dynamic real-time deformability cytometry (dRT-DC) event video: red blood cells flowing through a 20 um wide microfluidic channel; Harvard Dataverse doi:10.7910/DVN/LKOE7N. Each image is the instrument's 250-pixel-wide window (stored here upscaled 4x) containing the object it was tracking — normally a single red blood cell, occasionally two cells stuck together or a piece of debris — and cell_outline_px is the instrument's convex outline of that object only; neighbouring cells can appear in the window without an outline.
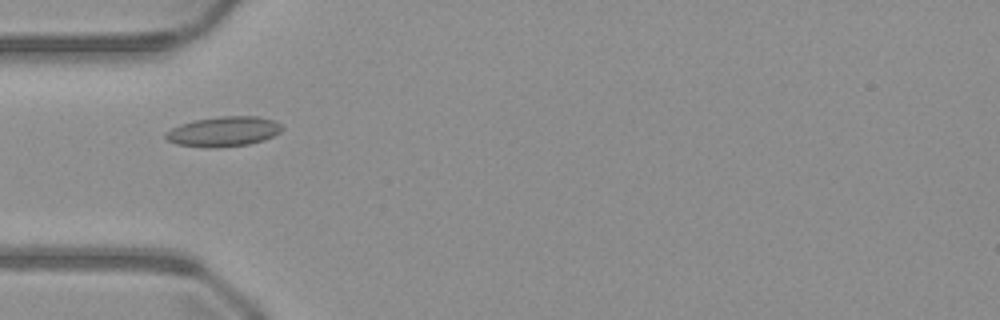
{"species": "common noctule bat (a hibernating species)", "species_latin": "Nyctalus noctula", "temperature_condition": "warm", "stored_images_in_passage": 52, "camera_frame_rate_fps": 3000, "um_per_image_px": 0.085, "animal": {"sex": "male", "body_mass_g": 23.1, "forearm_length_mm": 52.7}, "frame": {"image": 1, "passage_image": 17, "time_ms": 5.333, "image_size_px": [1000, 320], "cell_outline_px": [[284, 128], [280, 132], [264, 140], [248, 144], [216, 148], [204, 148], [176, 144], [168, 140], [164, 136], [172, 128], [180, 124], [192, 120], [220, 116], [256, 116], [272, 120], [280, 124]], "centroid_in_image_um": [18.99, 11.18], "position_along_channel_um": 66.0, "area_um2": 20.35}}
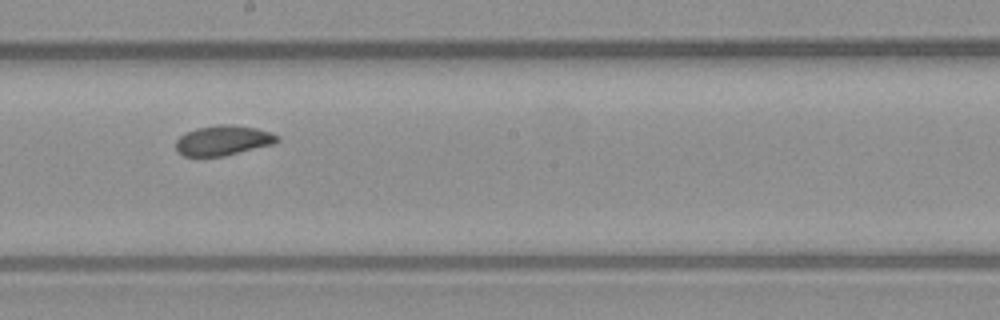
{"frame": {"image": 2, "passage_image": 29, "time_ms": 9.333, "image_size_px": [1000, 320], "cell_outline_px": [[280, 140], [272, 144], [224, 156], [184, 156], [176, 152], [176, 140], [184, 132], [196, 128], [220, 124], [232, 124], [256, 128], [272, 132], [280, 136]], "centroid_in_image_um": [18.95, 11.92], "position_along_channel_um": 229.2, "area_um2": 17.86}}
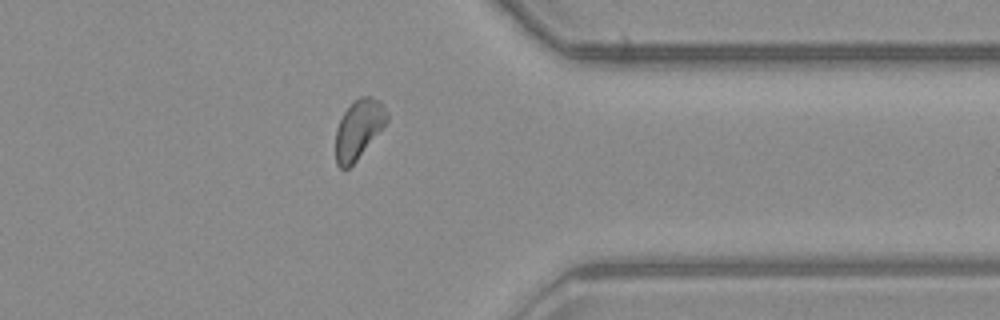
{"frame": {"image": 3, "passage_image": 41, "time_ms": 13.333, "image_size_px": [1000, 320], "cell_outline_px": [[388, 120], [356, 160], [348, 168], [340, 168], [336, 164], [336, 128], [344, 112], [360, 96], [368, 96], [380, 100], [388, 112]], "centroid_in_image_um": [30.48, 10.96], "position_along_channel_um": 380.9, "area_um2": 17.22}}